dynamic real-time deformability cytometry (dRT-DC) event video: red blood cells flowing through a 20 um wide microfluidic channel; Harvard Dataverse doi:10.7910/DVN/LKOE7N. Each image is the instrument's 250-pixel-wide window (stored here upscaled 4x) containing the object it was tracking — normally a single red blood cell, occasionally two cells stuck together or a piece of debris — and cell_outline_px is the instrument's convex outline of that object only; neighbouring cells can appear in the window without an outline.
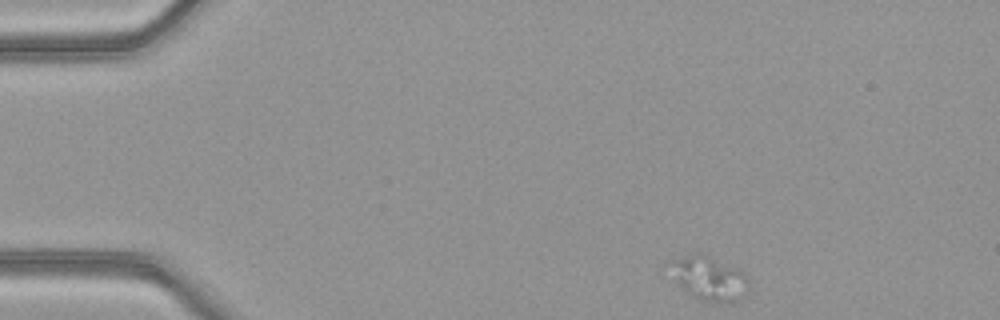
{"species": "common noctule bat (a hibernating species)", "species_latin": "Nyctalus noctula", "temperature_condition": "warm", "stored_images_in_passage": 16, "camera_frame_rate_fps": 3000, "um_per_image_px": 0.085, "animal": {"sex": "female", "body_mass_g": 21.9}, "frame": {"image": 1, "passage_image": 1, "time_ms": 0.0, "image_size_px": [1000, 320], "cell_outline_px": [[748, 292], [732, 304], [728, 304], [700, 300], [684, 292], [676, 280], [672, 260], [692, 252], [700, 252], [736, 268], [744, 272], [748, 276]], "centroid_in_image_um": [60.34, 23.68], "position_along_channel_um": 24.7, "area_um2": 20.17}}
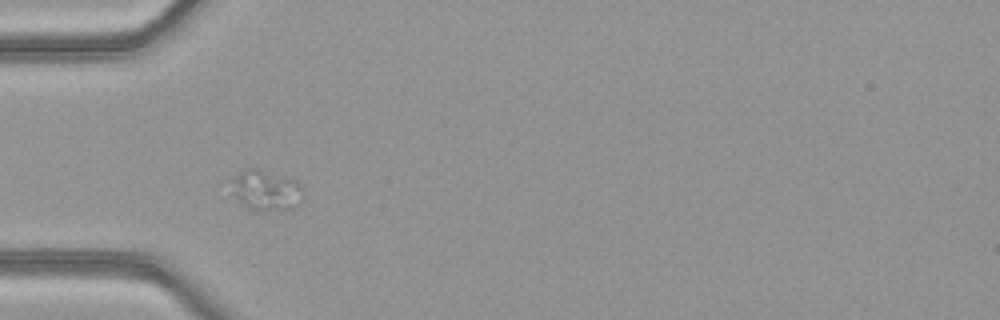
{"frame": {"image": 2, "passage_image": 10, "time_ms": 3.0, "image_size_px": [1000, 320], "cell_outline_px": [[304, 196], [292, 208], [252, 208], [240, 200], [232, 192], [228, 180], [244, 168], [256, 168], [296, 180], [304, 188]], "centroid_in_image_um": [22.59, 16.09], "position_along_channel_um": 62.4, "area_um2": 16.42}}
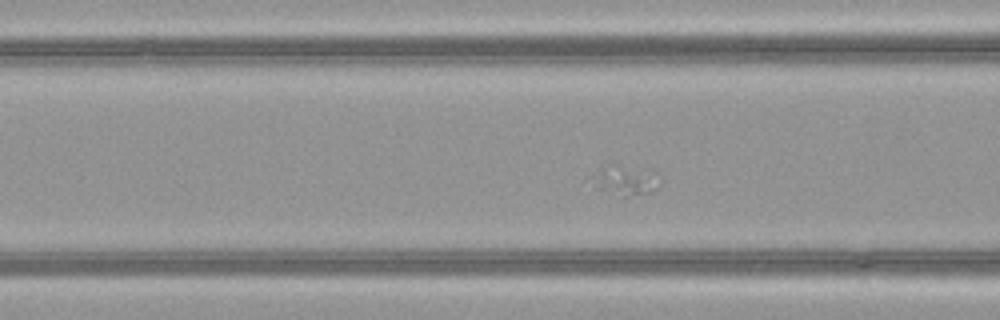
{"frame": {"image": 3, "passage_image": 14, "time_ms": 4.333, "image_size_px": [1000, 320], "cell_outline_px": [[660, 184], [648, 192], [628, 196], [624, 196], [600, 188], [596, 180], [596, 176], [612, 160], [652, 168], [656, 172]], "centroid_in_image_um": [53.31, 15.19], "position_along_channel_um": 113.3, "area_um2": 11.73}}